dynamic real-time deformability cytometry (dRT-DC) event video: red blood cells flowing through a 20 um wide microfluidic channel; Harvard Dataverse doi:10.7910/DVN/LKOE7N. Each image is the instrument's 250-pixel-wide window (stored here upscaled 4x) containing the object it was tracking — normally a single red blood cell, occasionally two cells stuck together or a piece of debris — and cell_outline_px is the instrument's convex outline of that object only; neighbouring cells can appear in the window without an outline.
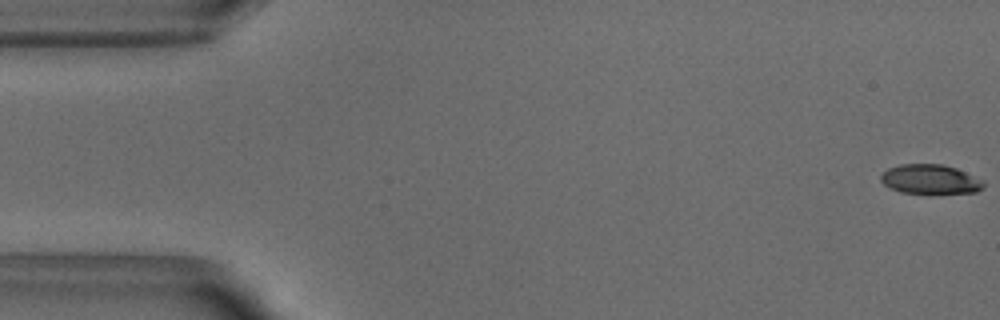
{"species": "common noctule bat (a hibernating species)", "species_latin": "Nyctalus noctula", "temperature_condition": "warm", "stored_images_in_passage": 42, "camera_frame_rate_fps": 3000, "um_per_image_px": 0.085, "animal": {"sex": "male", "body_mass_g": 18.8}, "frame": {"image": 1, "passage_image": 1, "time_ms": 0.0, "image_size_px": [1000, 320], "cell_outline_px": [[984, 188], [976, 192], [900, 192], [884, 184], [880, 180], [880, 176], [888, 168], [900, 164], [940, 164], [956, 168], [984, 180]], "centroid_in_image_um": [79.08, 15.22], "position_along_channel_um": 5.9, "area_um2": 17.28}}
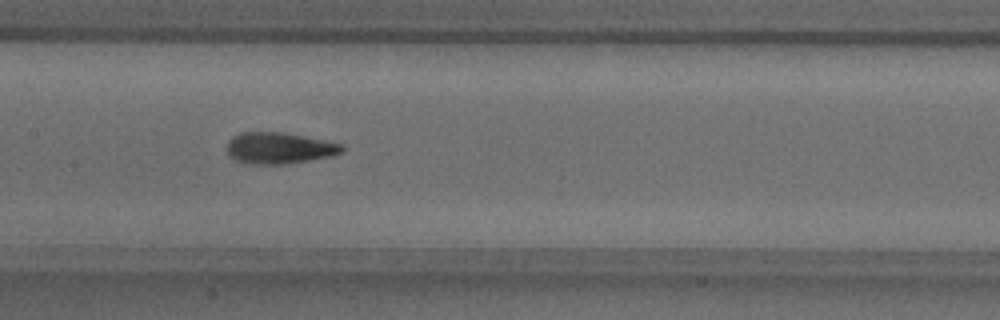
{"frame": {"image": 2, "passage_image": 25, "time_ms": 8.0, "image_size_px": [1000, 320], "cell_outline_px": [[344, 152], [332, 156], [284, 164], [248, 164], [236, 160], [228, 156], [228, 140], [232, 136], [240, 132], [284, 132], [344, 144]], "centroid_in_image_um": [23.73, 12.58], "position_along_channel_um": 183.7, "area_um2": 21.15}}
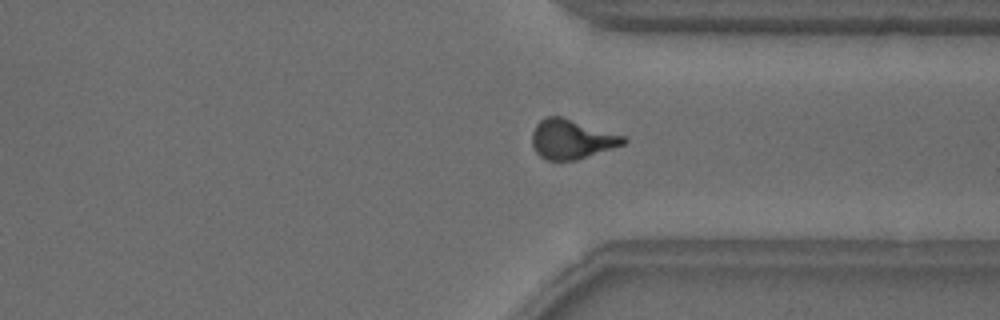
{"frame": {"image": 3, "passage_image": 39, "time_ms": 12.667, "image_size_px": [1000, 320], "cell_outline_px": [[628, 140], [624, 144], [576, 160], [548, 160], [540, 156], [536, 152], [532, 144], [532, 132], [536, 124], [544, 116], [560, 116], [624, 136]], "centroid_in_image_um": [48.55, 11.83], "position_along_channel_um": 362.8, "area_um2": 20.75}, "authors_computed_cell_mechanics": {"area_um2": 20.4034, "velocity_mm_per_s": 3.856, "shape_relaxation_time_tau1_ms": 4.177, "shape_relaxation_time_tau2_ms": 1.6369, "deformation_change_tau1": 0.1829, "deformation_change_tau2": 0.0942}}